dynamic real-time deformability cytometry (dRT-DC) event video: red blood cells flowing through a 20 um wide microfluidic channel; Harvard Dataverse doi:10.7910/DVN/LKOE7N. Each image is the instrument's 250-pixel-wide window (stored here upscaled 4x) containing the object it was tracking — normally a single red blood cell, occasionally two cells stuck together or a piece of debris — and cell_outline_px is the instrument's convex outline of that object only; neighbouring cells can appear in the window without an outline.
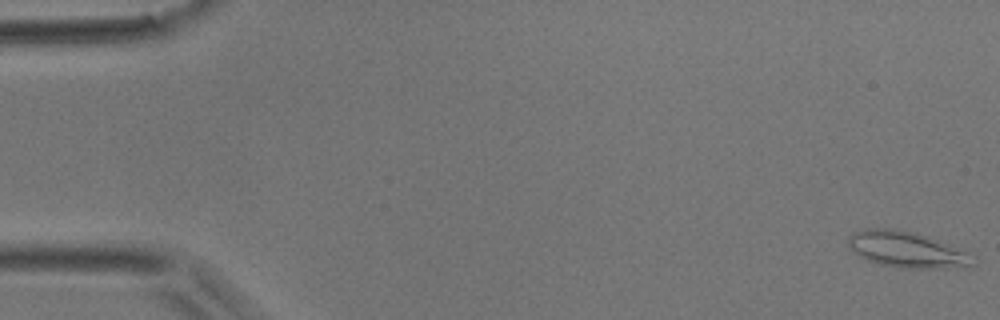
{"species": "common noctule bat (a hibernating species)", "species_latin": "Nyctalus noctula", "temperature_condition": "room temperature", "stored_images_in_passage": 51, "camera_frame_rate_fps": 3000, "um_per_image_px": 0.085, "animal": {"sex": "male", "body_mass_g": 17.9}, "frame": {"image": 1, "passage_image": 1, "time_ms": 0.0, "image_size_px": [1000, 320], "cell_outline_px": [[976, 264], [968, 268], [900, 268], [880, 264], [868, 260], [860, 256], [848, 244], [848, 236], [852, 232], [864, 228], [896, 228], [916, 232], [928, 236], [976, 256]], "centroid_in_image_um": [77.13, 21.21], "position_along_channel_um": 7.9, "area_um2": 26.53}}
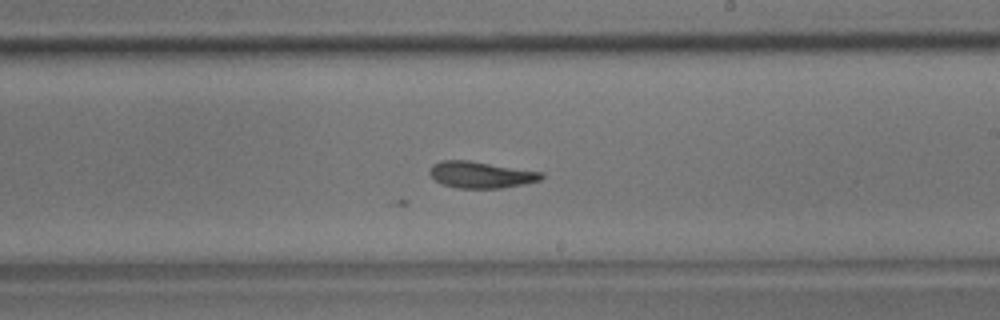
{"frame": {"image": 2, "passage_image": 30, "time_ms": 9.667, "image_size_px": [1000, 320], "cell_outline_px": [[544, 176], [540, 180], [524, 184], [500, 188], [456, 188], [440, 184], [428, 172], [432, 164], [440, 160], [468, 160], [544, 172]], "centroid_in_image_um": [40.86, 14.85], "position_along_channel_um": 248.1, "area_um2": 17.4}}
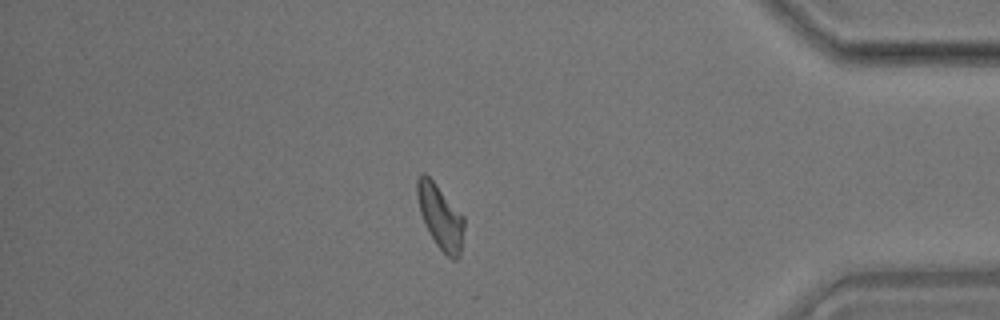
{"frame": {"image": 3, "passage_image": 44, "time_ms": 14.333, "image_size_px": [1000, 320], "cell_outline_px": [[464, 228], [460, 256], [456, 260], [452, 260], [436, 244], [428, 232], [420, 212], [416, 196], [416, 180], [424, 172], [436, 184], [464, 216]], "centroid_in_image_um": [37.43, 18.43], "position_along_channel_um": 397.8, "area_um2": 17.51}}